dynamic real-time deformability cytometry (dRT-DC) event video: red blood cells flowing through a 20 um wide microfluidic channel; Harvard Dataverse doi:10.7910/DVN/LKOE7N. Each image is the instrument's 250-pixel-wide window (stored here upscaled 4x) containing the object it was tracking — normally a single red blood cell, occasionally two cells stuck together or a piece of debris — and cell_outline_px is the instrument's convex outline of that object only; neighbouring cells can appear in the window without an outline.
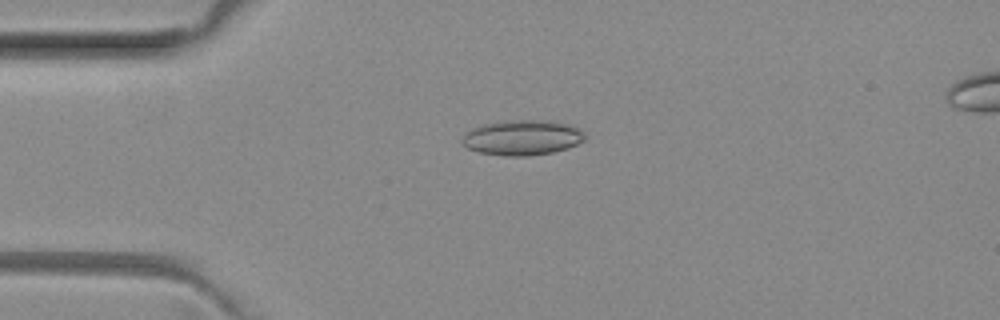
{"species": "common noctule bat (a hibernating species)", "species_latin": "Nyctalus noctula", "temperature_condition": "room temperature", "stored_images_in_passage": 5, "camera_frame_rate_fps": 3000, "um_per_image_px": 0.085, "animal": {"sex": "female", "body_mass_g": 29.2, "forearm_length_mm": 56.3}, "frame": {"image": 1, "passage_image": 3, "time_ms": 0.667, "image_size_px": [1000, 320], "cell_outline_px": [[584, 140], [568, 148], [552, 152], [528, 156], [504, 156], [480, 152], [468, 148], [460, 144], [460, 140], [464, 132], [472, 128], [484, 124], [504, 120], [556, 120], [580, 128], [584, 136]], "centroid_in_image_um": [44.36, 11.68], "position_along_channel_um": 40.6, "area_um2": 25.49}}
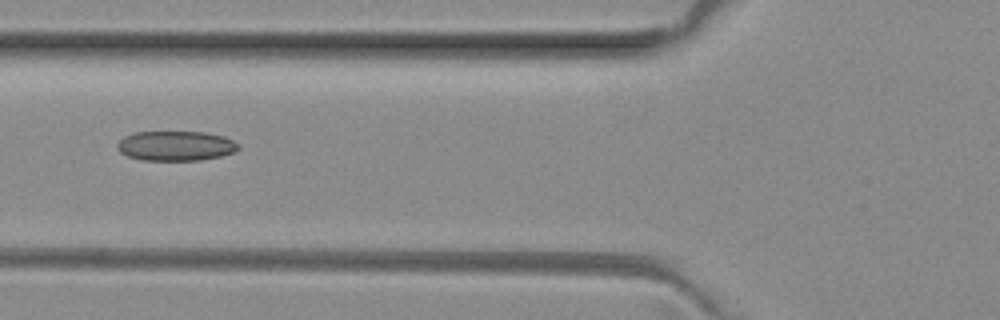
{"frame": {"image": 2, "passage_image": 5, "time_ms": 1.333, "image_size_px": [1000, 320], "cell_outline_px": [[240, 148], [236, 152], [220, 156], [200, 160], [144, 160], [128, 156], [120, 152], [116, 148], [116, 144], [124, 136], [136, 132], [204, 132], [224, 136], [240, 144]], "centroid_in_image_um": [14.96, 12.39], "position_along_channel_um": 110.8, "area_um2": 21.1}}